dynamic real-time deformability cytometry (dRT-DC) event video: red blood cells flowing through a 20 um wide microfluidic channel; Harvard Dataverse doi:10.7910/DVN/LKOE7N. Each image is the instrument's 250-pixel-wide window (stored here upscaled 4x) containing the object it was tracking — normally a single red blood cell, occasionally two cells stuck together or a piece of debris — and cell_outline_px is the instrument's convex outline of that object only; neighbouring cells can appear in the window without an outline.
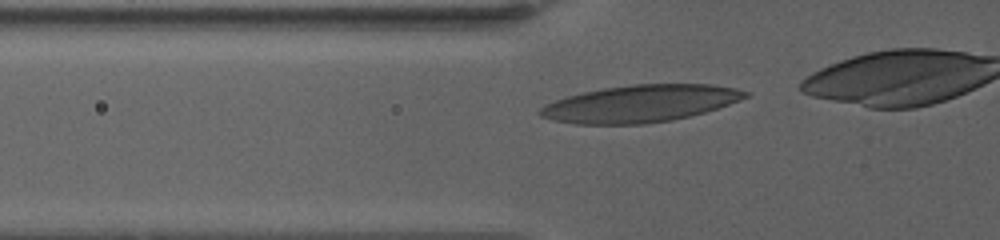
{"species": "human", "species_latin": "Homo sapiens", "temperature_condition": "warm", "stored_images_in_passage": 18, "camera_frame_rate_fps": 3000, "um_per_image_px": 0.085, "donor": {"sex": "female"}, "frame": {"image": 1, "passage_image": 11, "time_ms": 3.333, "image_size_px": [1000, 240], "cell_outline_px": [[752, 92], [748, 96], [740, 100], [704, 112], [672, 120], [644, 124], [576, 124], [552, 120], [540, 116], [536, 112], [544, 104], [568, 96], [584, 92], [604, 88], [632, 84], [712, 84], [736, 88]], "centroid_in_image_um": [54.41, 8.8], "position_along_channel_um": 71.4, "area_um2": 44.33}}
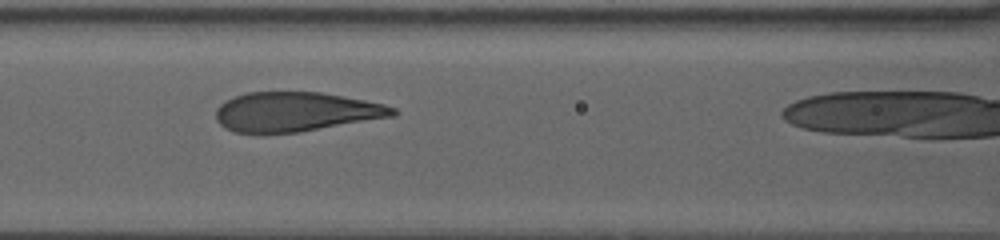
{"frame": {"image": 2, "passage_image": 16, "time_ms": 5.667, "image_size_px": [1000, 240], "cell_outline_px": [[400, 112], [396, 116], [300, 132], [256, 136], [232, 132], [224, 128], [216, 120], [216, 108], [224, 100], [248, 92], [320, 92], [364, 100], [384, 104], [396, 108]], "centroid_in_image_um": [25.09, 9.54], "position_along_channel_um": 141.5, "area_um2": 41.67}}
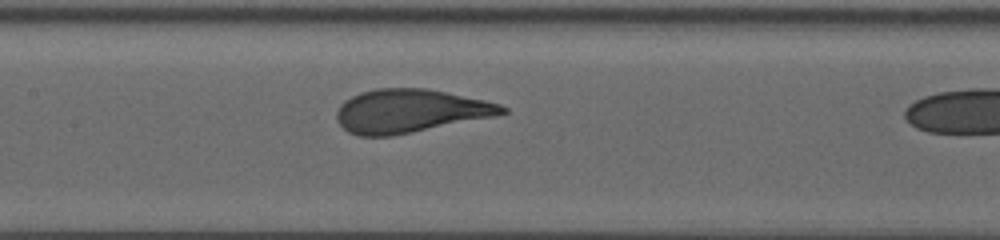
{"frame": {"image": 3, "passage_image": 17, "time_ms": 6.667, "image_size_px": [1000, 240], "cell_outline_px": [[508, 112], [492, 116], [412, 132], [388, 136], [360, 136], [348, 132], [336, 120], [336, 112], [340, 104], [344, 100], [360, 92], [376, 88], [428, 88], [484, 100], [500, 104], [508, 108]], "centroid_in_image_um": [34.8, 9.42], "position_along_channel_um": 172.6, "area_um2": 41.56}}